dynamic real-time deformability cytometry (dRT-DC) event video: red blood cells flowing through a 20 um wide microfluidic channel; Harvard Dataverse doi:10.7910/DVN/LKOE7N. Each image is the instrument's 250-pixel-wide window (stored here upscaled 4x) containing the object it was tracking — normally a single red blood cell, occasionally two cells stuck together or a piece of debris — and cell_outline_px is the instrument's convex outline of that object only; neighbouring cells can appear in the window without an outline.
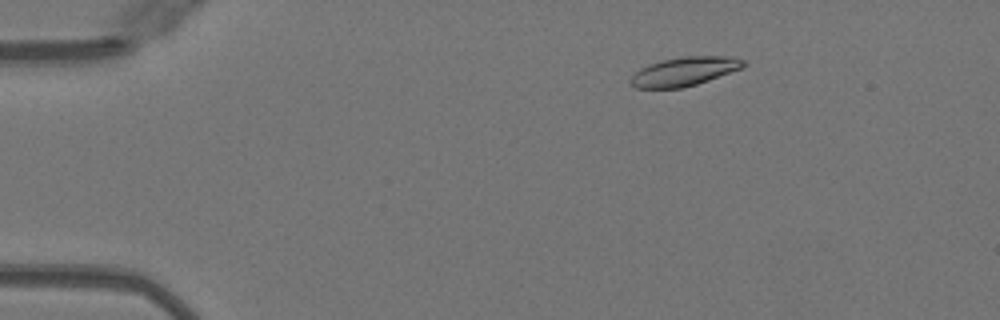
{"species": "Egyptian fruit bat (a non-hibernating species)", "species_latin": "Rousettus aegyptiacus", "temperature_condition": "warm", "stored_images_in_passage": 52, "camera_frame_rate_fps": 3000, "um_per_image_px": 0.085, "animal": {"sex": "female"}, "frame": {"image": 1, "passage_image": 9, "time_ms": 2.667, "image_size_px": [1000, 320], "cell_outline_px": [[748, 64], [740, 68], [708, 80], [696, 84], [680, 88], [636, 88], [628, 84], [628, 80], [640, 68], [648, 64], [664, 60], [684, 56], [732, 56], [744, 60]], "centroid_in_image_um": [58.13, 6.07], "position_along_channel_um": 26.9, "area_um2": 18.9}}
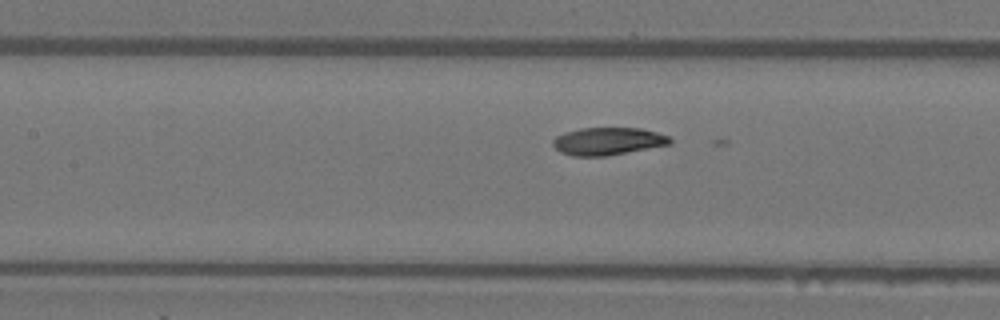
{"frame": {"image": 2, "passage_image": 24, "time_ms": 7.667, "image_size_px": [1000, 320], "cell_outline_px": [[672, 144], [608, 156], [572, 156], [560, 152], [552, 144], [552, 140], [556, 136], [564, 132], [580, 128], [640, 128], [656, 132], [668, 136], [672, 140]], "centroid_in_image_um": [51.66, 12.01], "position_along_channel_um": 155.7, "area_um2": 18.96}}
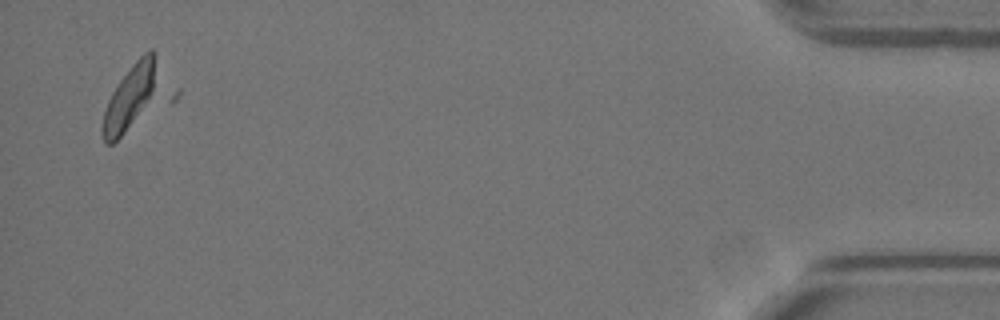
{"frame": {"image": 3, "passage_image": 50, "time_ms": 16.333, "image_size_px": [1000, 320], "cell_outline_px": [[156, 52], [152, 92], [124, 132], [112, 144], [104, 144], [100, 132], [100, 128], [104, 112], [108, 100], [112, 92], [120, 80], [132, 64], [144, 52], [152, 48]], "centroid_in_image_um": [10.92, 8.27], "position_along_channel_um": 424.3, "area_um2": 19.13}}